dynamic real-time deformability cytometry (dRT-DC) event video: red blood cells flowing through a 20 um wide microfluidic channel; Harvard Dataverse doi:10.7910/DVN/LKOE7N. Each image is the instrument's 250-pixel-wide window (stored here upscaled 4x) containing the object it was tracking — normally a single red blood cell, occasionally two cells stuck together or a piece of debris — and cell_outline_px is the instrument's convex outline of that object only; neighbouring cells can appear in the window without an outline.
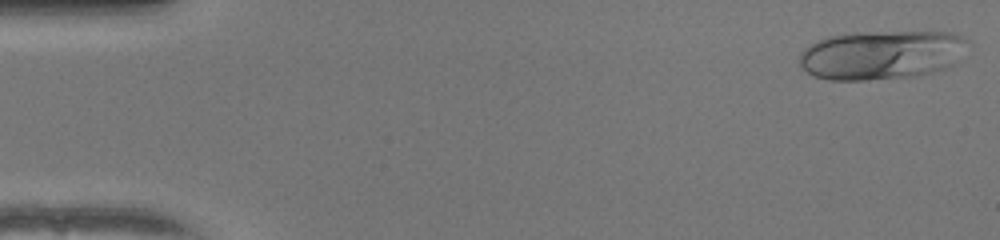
{"species": "human", "species_latin": "Homo sapiens", "temperature_condition": "warm", "stored_images_in_passage": 50, "camera_frame_rate_fps": 3000, "um_per_image_px": 0.085, "donor": {"sex": "female"}, "frame": {"image": 1, "passage_image": 1, "time_ms": 0.0, "image_size_px": [1000, 240], "cell_outline_px": [[972, 44], [948, 68], [920, 76], [868, 80], [828, 80], [812, 76], [800, 68], [800, 52], [804, 48], [828, 36], [852, 32], [952, 32], [972, 40]], "centroid_in_image_um": [74.97, 4.67], "position_along_channel_um": 10.0, "area_um2": 49.01}}
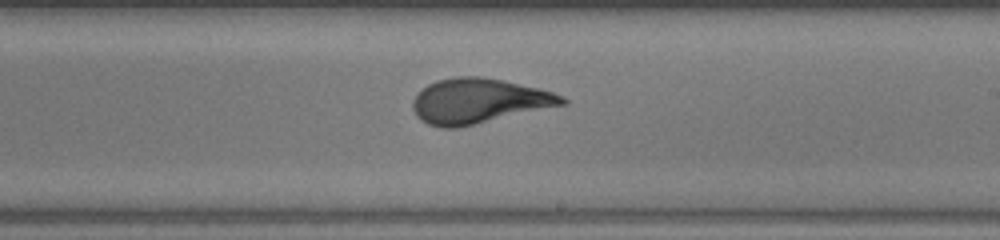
{"frame": {"image": 2, "passage_image": 29, "time_ms": 9.333, "image_size_px": [1000, 240], "cell_outline_px": [[568, 104], [456, 128], [444, 128], [428, 124], [420, 120], [416, 116], [412, 108], [412, 100], [428, 84], [436, 80], [456, 76], [484, 76], [504, 80], [540, 88], [564, 96], [568, 100]], "centroid_in_image_um": [40.71, 8.57], "position_along_channel_um": 248.3, "area_um2": 39.3}}
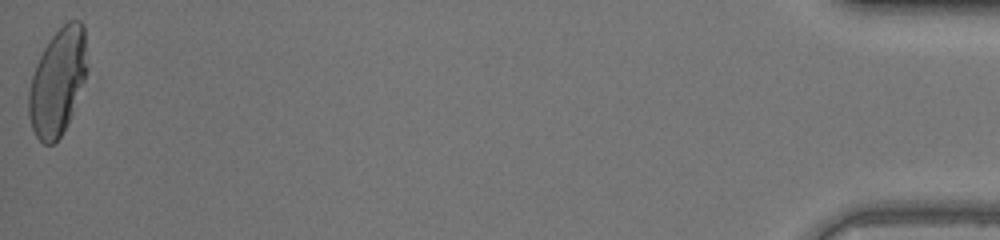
{"frame": {"image": 3, "passage_image": 50, "time_ms": 16.333, "image_size_px": [1000, 240], "cell_outline_px": [[88, 68], [84, 80], [72, 112], [60, 136], [52, 144], [44, 144], [36, 136], [32, 128], [28, 116], [28, 92], [32, 76], [36, 64], [48, 40], [68, 20], [80, 20], [84, 24]], "centroid_in_image_um": [4.9, 6.91], "position_along_channel_um": 430.3, "area_um2": 36.07}, "authors_computed_cell_mechanics": {"area_um2": 38.5526, "velocity_mm_per_s": 4.0597, "shape_relaxation_time_tau1_ms": 6.394, "shape_relaxation_time_tau2_ms": null, "deformation_change_tau1": 0.2622, "deformation_change_tau2": null}}